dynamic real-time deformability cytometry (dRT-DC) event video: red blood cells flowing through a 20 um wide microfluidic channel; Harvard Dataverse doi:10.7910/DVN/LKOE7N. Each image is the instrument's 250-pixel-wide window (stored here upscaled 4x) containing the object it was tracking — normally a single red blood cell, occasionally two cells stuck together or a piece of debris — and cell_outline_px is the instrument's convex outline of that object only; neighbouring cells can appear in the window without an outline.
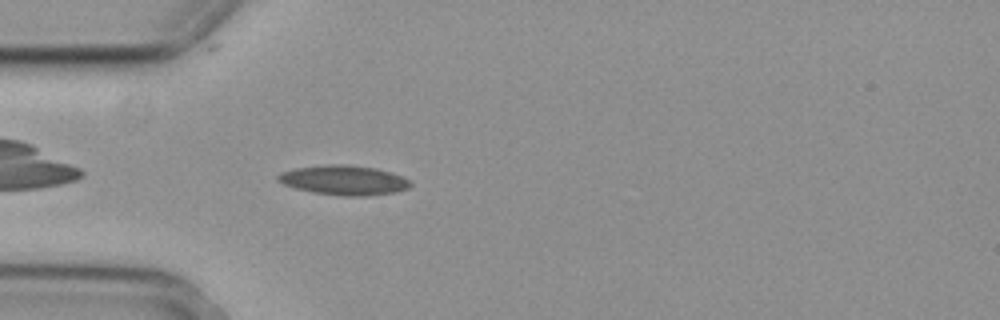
{"species": "common noctule bat (a hibernating species)", "species_latin": "Nyctalus noctula", "temperature_condition": "cold", "stored_images_in_passage": 42, "camera_frame_rate_fps": 3000, "um_per_image_px": 0.085, "animal": {"sex": "female", "body_mass_g": 29.2, "forearm_length_mm": 56.3}, "frame": {"image": 1, "passage_image": 3, "time_ms": 0.667, "image_size_px": [1000, 320], "cell_outline_px": [[412, 184], [408, 188], [396, 192], [368, 196], [344, 196], [316, 192], [296, 188], [284, 184], [276, 180], [276, 176], [280, 172], [296, 168], [328, 164], [344, 164], [376, 168], [392, 172], [408, 180]], "centroid_in_image_um": [29.23, 15.31], "position_along_channel_um": 55.8, "area_um2": 22.77}}
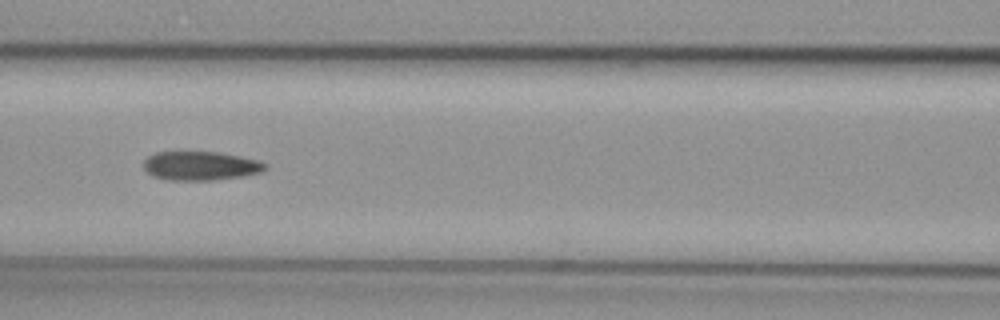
{"frame": {"image": 2, "passage_image": 11, "time_ms": 3.333, "image_size_px": [1000, 320], "cell_outline_px": [[268, 168], [260, 172], [244, 176], [212, 180], [168, 180], [152, 176], [144, 168], [144, 160], [148, 156], [156, 152], [220, 152], [260, 160], [268, 164]], "centroid_in_image_um": [17.08, 14.09], "position_along_channel_um": 149.5, "area_um2": 20.63}}
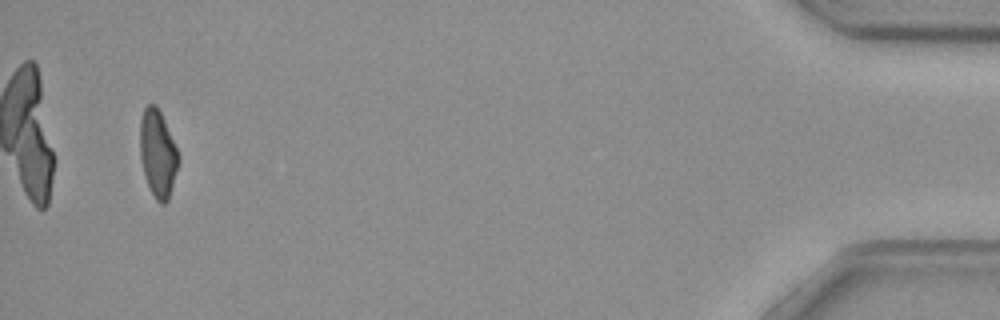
{"frame": {"image": 3, "passage_image": 40, "time_ms": 13.0, "image_size_px": [1000, 320], "cell_outline_px": [[180, 160], [168, 200], [164, 204], [160, 204], [156, 200], [144, 176], [140, 160], [140, 120], [144, 108], [148, 104], [156, 104], [164, 120], [180, 156]], "centroid_in_image_um": [13.4, 13.05], "position_along_channel_um": 421.8, "area_um2": 19.54}, "authors_computed_cell_mechanics": {"area_um2": 20.7213, "velocity_mm_per_s": 3.7162, "shape_relaxation_time_tau1_ms": 11.2588, "shape_relaxation_time_tau2_ms": 3.8176, "deformation_change_tau1": 0.2355, "deformation_change_tau2": 0.1127}}